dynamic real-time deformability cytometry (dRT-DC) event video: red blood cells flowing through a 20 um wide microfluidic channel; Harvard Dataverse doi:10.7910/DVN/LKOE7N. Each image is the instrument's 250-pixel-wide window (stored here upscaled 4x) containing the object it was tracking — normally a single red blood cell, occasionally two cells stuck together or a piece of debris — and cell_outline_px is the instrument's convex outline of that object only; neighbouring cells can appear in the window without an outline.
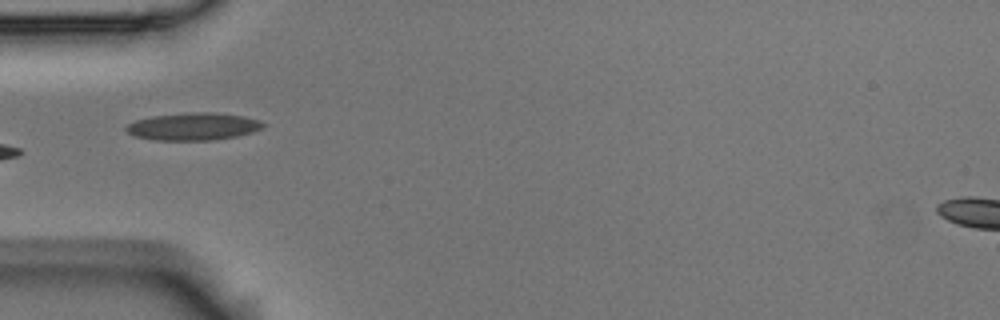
{"species": "Egyptian fruit bat (a non-hibernating species)", "species_latin": "Rousettus aegyptiacus", "temperature_condition": "room temperature", "stored_images_in_passage": 6, "camera_frame_rate_fps": 3000, "um_per_image_px": 0.085, "animal": {"sex": "male"}, "frame": {"image": 1, "passage_image": 5, "time_ms": 1.333, "image_size_px": [1000, 320], "cell_outline_px": [[268, 124], [264, 128], [252, 132], [236, 136], [212, 140], [156, 140], [136, 136], [128, 132], [124, 128], [128, 124], [136, 120], [152, 116], [184, 112], [212, 112], [244, 116], [260, 120]], "centroid_in_image_um": [16.47, 10.74], "position_along_channel_um": 68.5, "area_um2": 22.02}}
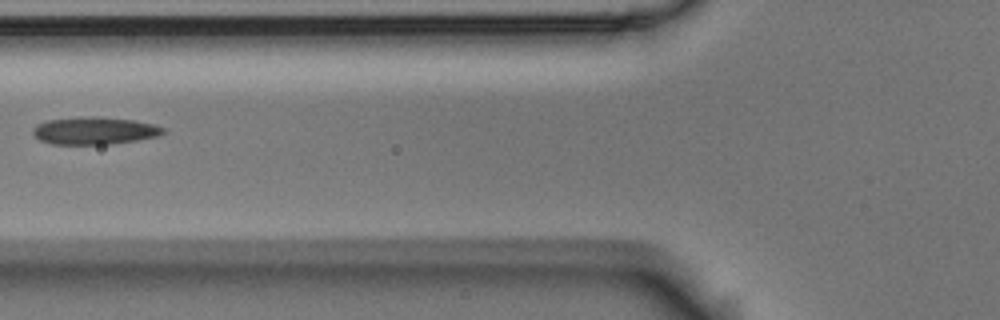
{"frame": {"image": 2, "passage_image": 6, "time_ms": 1.667, "image_size_px": [1000, 320], "cell_outline_px": [[164, 132], [156, 136], [136, 140], [112, 144], [52, 144], [40, 140], [32, 132], [32, 128], [36, 124], [48, 120], [80, 116], [100, 116], [136, 120], [156, 124], [164, 128]], "centroid_in_image_um": [8.02, 11.09], "position_along_channel_um": 117.8, "area_um2": 21.04}}